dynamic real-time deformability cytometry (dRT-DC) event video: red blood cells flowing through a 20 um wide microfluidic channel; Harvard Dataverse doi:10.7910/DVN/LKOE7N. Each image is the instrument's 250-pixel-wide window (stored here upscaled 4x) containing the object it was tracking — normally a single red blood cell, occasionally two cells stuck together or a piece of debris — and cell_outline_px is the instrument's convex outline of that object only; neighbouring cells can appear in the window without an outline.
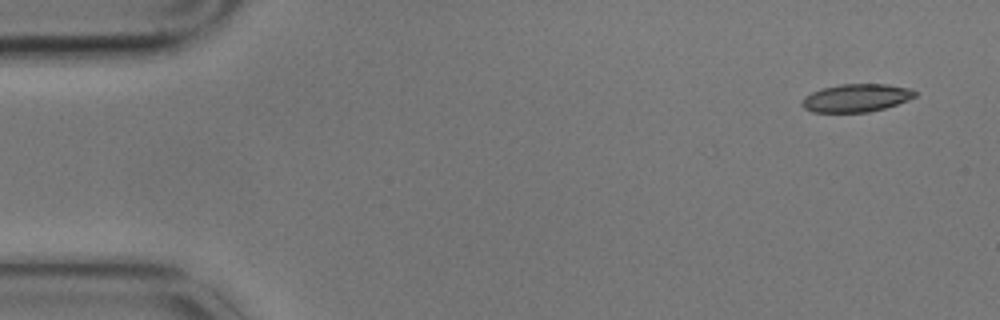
{"species": "common noctule bat (a hibernating species)", "species_latin": "Nyctalus noctula", "temperature_condition": "cold", "stored_images_in_passage": 5, "camera_frame_rate_fps": 3000, "um_per_image_px": 0.085, "animal": {"sex": "male", "body_mass_g": 17.9}, "frame": {"image": 1, "passage_image": 1, "time_ms": 0.0, "image_size_px": [1000, 320], "cell_outline_px": [[916, 96], [908, 100], [884, 108], [868, 112], [812, 112], [804, 108], [800, 104], [804, 96], [812, 92], [824, 88], [840, 84], [888, 84], [912, 88], [916, 92]], "centroid_in_image_um": [72.79, 8.32], "position_along_channel_um": 12.2, "area_um2": 18.44}}
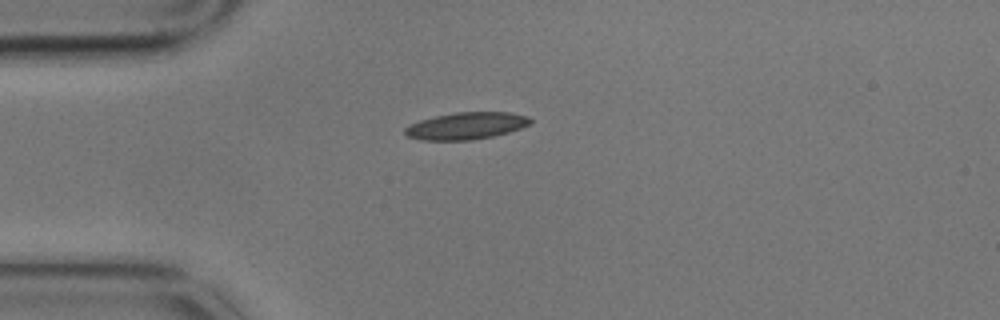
{"frame": {"image": 2, "passage_image": 4, "time_ms": 1.0, "image_size_px": [1000, 320], "cell_outline_px": [[532, 124], [508, 132], [492, 136], [472, 140], [420, 140], [404, 136], [404, 128], [408, 124], [420, 120], [436, 116], [456, 112], [508, 112], [528, 116], [532, 120]], "centroid_in_image_um": [39.59, 10.7], "position_along_channel_um": 45.4, "area_um2": 19.88}}